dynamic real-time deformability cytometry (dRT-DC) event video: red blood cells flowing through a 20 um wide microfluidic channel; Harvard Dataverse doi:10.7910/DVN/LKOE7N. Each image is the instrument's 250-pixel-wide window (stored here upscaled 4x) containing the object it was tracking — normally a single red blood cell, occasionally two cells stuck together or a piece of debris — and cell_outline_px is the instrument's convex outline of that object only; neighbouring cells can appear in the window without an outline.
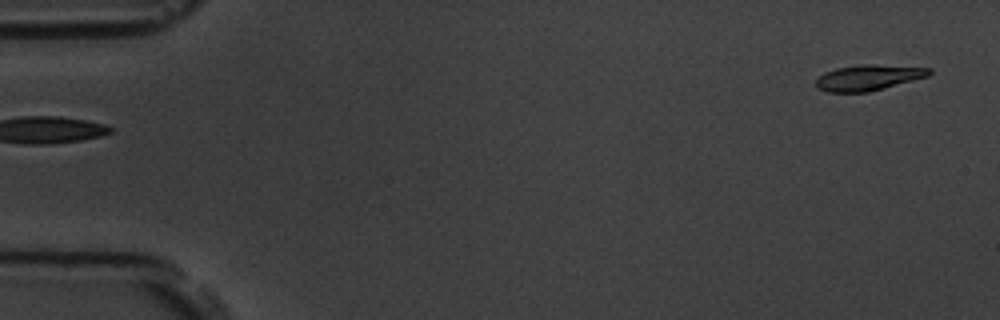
{"species": "common noctule bat (a hibernating species)", "species_latin": "Nyctalus noctula", "temperature_condition": "room temperature", "stored_images_in_passage": 4, "segment_of_instrument_passage": [2, 2], "camera_frame_rate_fps": 3000, "um_per_image_px": 0.085, "animal": {"sex": "male", "body_mass_g": 19.5, "forearm_length_mm": 54.6}, "frame": {"image": 1, "passage_image": 4, "time_ms": 3.667, "image_size_px": [1000, 320], "cell_outline_px": [[932, 72], [928, 76], [884, 88], [868, 92], [828, 92], [816, 88], [816, 80], [824, 72], [836, 68], [860, 64], [872, 64], [932, 68]], "centroid_in_image_um": [73.8, 6.59], "position_along_channel_um": 11.2, "area_um2": 16.94}}